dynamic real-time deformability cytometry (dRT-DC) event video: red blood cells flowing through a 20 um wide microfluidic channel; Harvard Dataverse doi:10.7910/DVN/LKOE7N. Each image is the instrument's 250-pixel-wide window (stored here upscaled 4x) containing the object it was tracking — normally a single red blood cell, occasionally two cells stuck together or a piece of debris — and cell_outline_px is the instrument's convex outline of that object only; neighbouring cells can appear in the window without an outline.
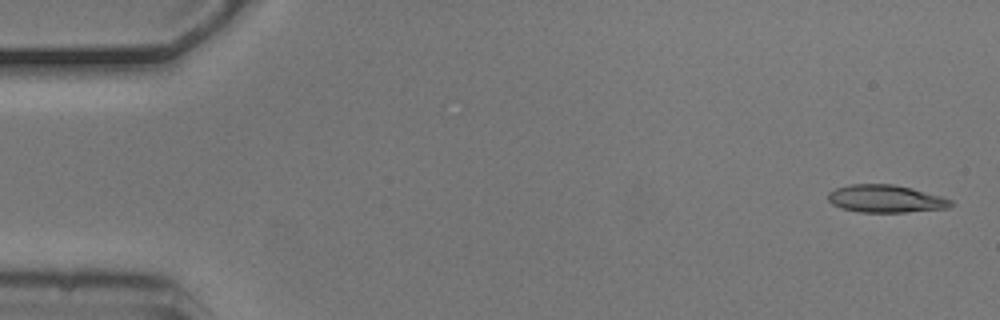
{"species": "common noctule bat (a hibernating species)", "species_latin": "Nyctalus noctula", "temperature_condition": "cold", "stored_images_in_passage": 5, "camera_frame_rate_fps": 3000, "um_per_image_px": 0.085, "animal": {"sex": "male", "body_mass_g": 20.5, "forearm_length_mm": 52.5}, "frame": {"image": 1, "passage_image": 1, "time_ms": 0.0, "image_size_px": [1000, 320], "cell_outline_px": [[956, 204], [948, 208], [904, 212], [860, 212], [840, 208], [832, 204], [828, 200], [828, 192], [836, 188], [848, 184], [892, 184], [912, 188], [940, 196], [952, 200]], "centroid_in_image_um": [75.27, 16.89], "position_along_channel_um": 9.7, "area_um2": 19.83}}